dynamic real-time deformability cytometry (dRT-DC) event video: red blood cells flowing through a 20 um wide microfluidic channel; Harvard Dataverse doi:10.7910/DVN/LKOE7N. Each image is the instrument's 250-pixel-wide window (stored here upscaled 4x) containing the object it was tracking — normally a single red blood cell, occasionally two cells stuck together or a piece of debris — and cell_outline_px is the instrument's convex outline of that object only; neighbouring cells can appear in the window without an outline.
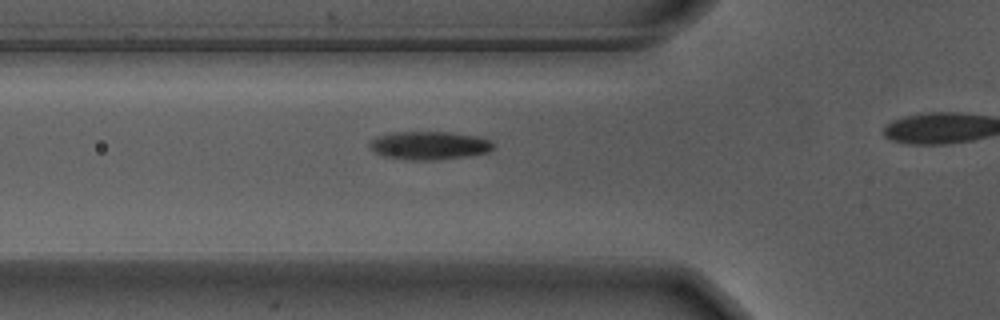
{"species": "Egyptian fruit bat (a non-hibernating species)", "species_latin": "Rousettus aegyptiacus", "temperature_condition": "warm", "stored_images_in_passage": 20, "camera_frame_rate_fps": 3000, "um_per_image_px": 0.085, "animal": {"sex": "male"}, "frame": {"image": 1, "passage_image": 15, "time_ms": 4.667, "image_size_px": [1000, 320], "cell_outline_px": [[496, 148], [488, 152], [464, 156], [432, 160], [408, 160], [384, 156], [376, 152], [368, 144], [372, 140], [380, 136], [392, 132], [452, 132], [480, 136], [492, 140], [496, 144]], "centroid_in_image_um": [36.58, 12.35], "position_along_channel_um": 89.2, "area_um2": 20.4}}